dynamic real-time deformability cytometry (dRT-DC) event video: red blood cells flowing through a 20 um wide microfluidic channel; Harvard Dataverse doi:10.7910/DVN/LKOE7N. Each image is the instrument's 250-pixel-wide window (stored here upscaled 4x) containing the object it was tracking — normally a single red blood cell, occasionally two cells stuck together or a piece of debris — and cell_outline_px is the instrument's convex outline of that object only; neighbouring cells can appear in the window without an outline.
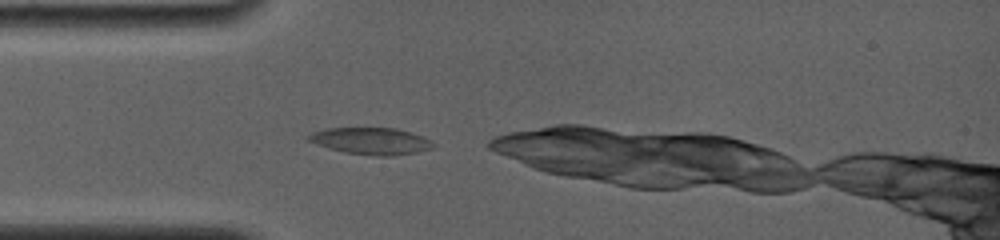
{"species": "common noctule bat (a hibernating species)", "species_latin": "Nyctalus noctula", "temperature_condition": "room temperature", "stored_images_in_passage": 33, "camera_frame_rate_fps": 4000, "um_per_image_px": 0.085, "animal": {"sex": "female", "body_mass_g": 19.0, "forearm_length_mm": 56.7}, "frame": {"image": 1, "passage_image": 1, "time_ms": 0.0, "image_size_px": [1000, 240], "cell_outline_px": [[436, 144], [432, 148], [416, 152], [392, 156], [380, 156], [344, 152], [328, 148], [316, 144], [308, 140], [304, 136], [312, 132], [328, 128], [396, 128], [420, 136]], "centroid_in_image_um": [31.48, 11.99], "position_along_channel_um": 53.5, "area_um2": 19.31}}
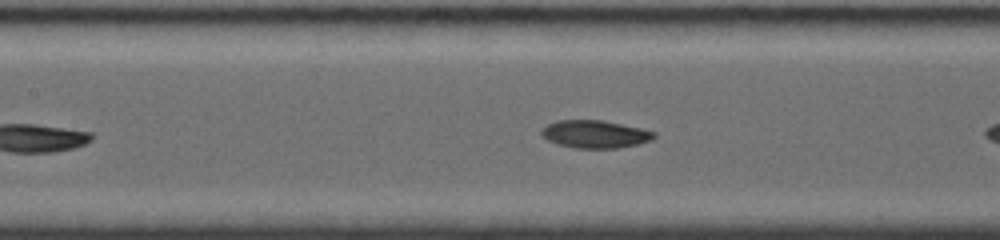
{"frame": {"image": 2, "passage_image": 10, "time_ms": 2.75, "image_size_px": [1000, 240], "cell_outline_px": [[656, 136], [652, 140], [636, 144], [616, 148], [576, 148], [556, 144], [540, 136], [540, 132], [548, 124], [556, 120], [600, 120], [640, 128], [656, 132]], "centroid_in_image_um": [50.54, 11.4], "position_along_channel_um": 156.9, "area_um2": 18.09}}
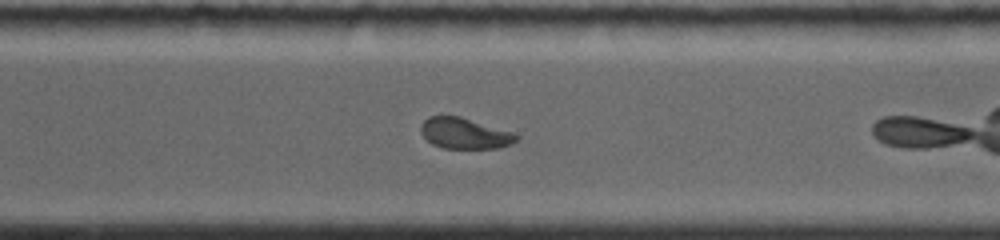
{"frame": {"image": 3, "passage_image": 24, "time_ms": 7.25, "image_size_px": [1000, 240], "cell_outline_px": [[520, 140], [512, 144], [500, 148], [444, 148], [432, 144], [420, 132], [420, 124], [428, 116], [460, 116], [512, 132], [520, 136]], "centroid_in_image_um": [39.51, 11.34], "position_along_channel_um": 331.1, "area_um2": 17.28}}